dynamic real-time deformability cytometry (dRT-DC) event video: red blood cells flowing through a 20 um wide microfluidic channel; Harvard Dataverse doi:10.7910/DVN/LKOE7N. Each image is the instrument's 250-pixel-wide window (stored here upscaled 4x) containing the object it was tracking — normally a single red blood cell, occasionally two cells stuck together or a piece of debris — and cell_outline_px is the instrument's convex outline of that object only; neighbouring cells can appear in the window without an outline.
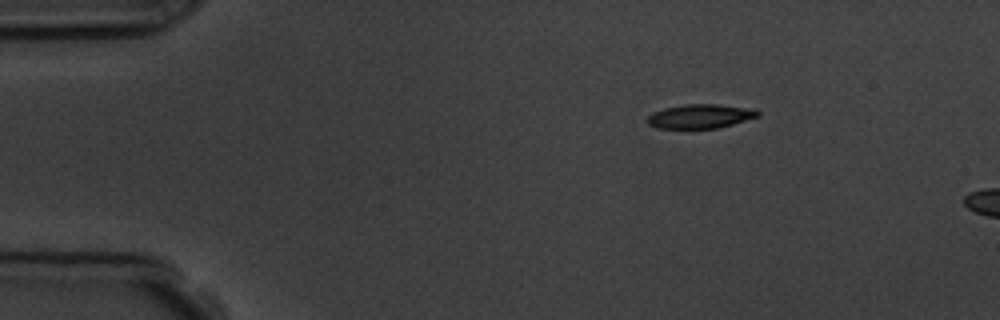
{"species": "common noctule bat (a hibernating species)", "species_latin": "Nyctalus noctula", "temperature_condition": "room temperature", "stored_images_in_passage": 3, "camera_frame_rate_fps": 3000, "um_per_image_px": 0.085, "animal": {"sex": "male", "body_mass_g": 19.5, "forearm_length_mm": 54.6}, "frame": {"image": 1, "passage_image": 1, "time_ms": 0.0, "image_size_px": [1000, 320], "cell_outline_px": [[760, 116], [732, 124], [716, 128], [656, 128], [648, 124], [648, 116], [652, 112], [664, 108], [684, 104], [716, 104], [756, 108], [760, 112]], "centroid_in_image_um": [59.55, 9.87], "position_along_channel_um": 25.4, "area_um2": 15.61}}